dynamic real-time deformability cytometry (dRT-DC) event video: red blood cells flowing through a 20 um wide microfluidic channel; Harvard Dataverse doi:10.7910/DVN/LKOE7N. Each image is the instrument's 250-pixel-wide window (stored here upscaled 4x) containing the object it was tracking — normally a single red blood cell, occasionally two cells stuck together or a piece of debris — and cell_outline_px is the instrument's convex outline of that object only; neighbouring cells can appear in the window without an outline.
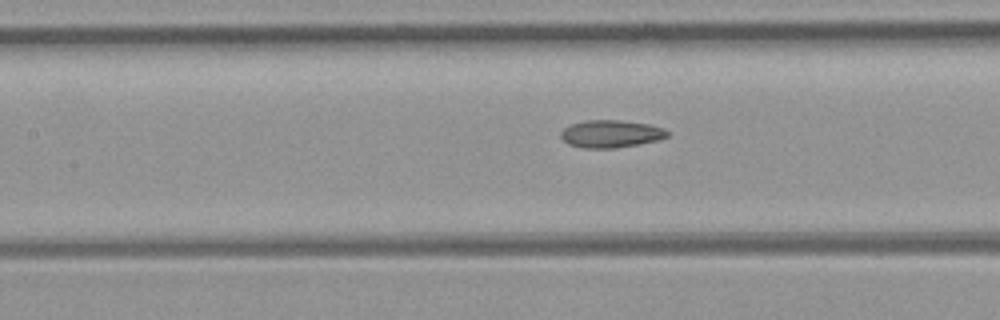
{"species": "common noctule bat (a hibernating species)", "species_latin": "Nyctalus noctula", "temperature_condition": "room temperature", "stored_images_in_passage": 10, "camera_frame_rate_fps": 3000, "um_per_image_px": 0.085, "animal": {"sex": "female", "body_mass_g": 21.9}, "frame": {"image": 1, "passage_image": 9, "time_ms": 2.667, "image_size_px": [1000, 320], "cell_outline_px": [[668, 136], [656, 140], [636, 144], [612, 148], [584, 148], [568, 144], [560, 136], [560, 132], [564, 128], [572, 124], [584, 120], [620, 120], [648, 124], [664, 128], [668, 132]], "centroid_in_image_um": [51.89, 11.36], "position_along_channel_um": 155.5, "area_um2": 16.88}}